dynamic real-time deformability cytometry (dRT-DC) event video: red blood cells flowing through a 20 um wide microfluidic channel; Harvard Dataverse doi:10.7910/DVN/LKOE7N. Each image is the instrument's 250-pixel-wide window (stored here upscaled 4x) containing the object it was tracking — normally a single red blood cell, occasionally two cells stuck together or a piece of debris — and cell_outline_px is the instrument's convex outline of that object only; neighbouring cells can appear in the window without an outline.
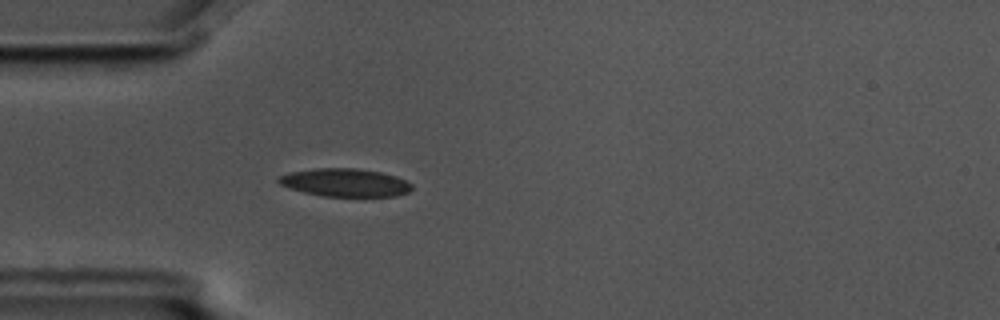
{"species": "common noctule bat (a hibernating species)", "species_latin": "Nyctalus noctula", "temperature_condition": "cold", "stored_images_in_passage": 6, "camera_frame_rate_fps": 3000, "um_per_image_px": 0.085, "animal": {"sex": "male", "body_mass_g": 17.5, "forearm_length_mm": 52.3}, "frame": {"image": 1, "passage_image": 6, "time_ms": 1.667, "image_size_px": [1000, 320], "cell_outline_px": [[412, 188], [408, 192], [396, 196], [320, 196], [288, 188], [280, 184], [276, 180], [280, 176], [288, 172], [316, 168], [356, 168], [380, 172], [396, 176], [412, 184]], "centroid_in_image_um": [29.3, 15.52], "position_along_channel_um": 55.7, "area_um2": 21.79}}